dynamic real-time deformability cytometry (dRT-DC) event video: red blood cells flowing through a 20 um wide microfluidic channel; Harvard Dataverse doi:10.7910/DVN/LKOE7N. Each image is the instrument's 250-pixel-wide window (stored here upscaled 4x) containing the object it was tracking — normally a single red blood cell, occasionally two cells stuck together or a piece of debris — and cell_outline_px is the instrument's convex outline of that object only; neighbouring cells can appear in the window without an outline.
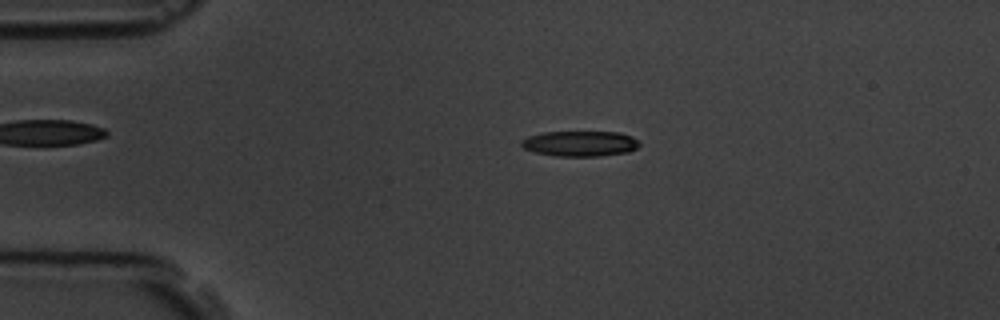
{"species": "common noctule bat (a hibernating species)", "species_latin": "Nyctalus noctula", "temperature_condition": "room temperature", "stored_images_in_passage": 2, "camera_frame_rate_fps": 3000, "um_per_image_px": 0.085, "animal": {"sex": "male", "body_mass_g": 19.5, "forearm_length_mm": 54.6}, "frame": {"image": 1, "passage_image": 1, "time_ms": 0.0, "image_size_px": [1000, 320], "cell_outline_px": [[640, 144], [636, 148], [628, 152], [600, 156], [556, 156], [536, 152], [524, 148], [520, 144], [520, 140], [528, 136], [544, 132], [620, 132], [632, 136]], "centroid_in_image_um": [49.3, 12.2], "position_along_channel_um": 35.7, "area_um2": 17.46}}